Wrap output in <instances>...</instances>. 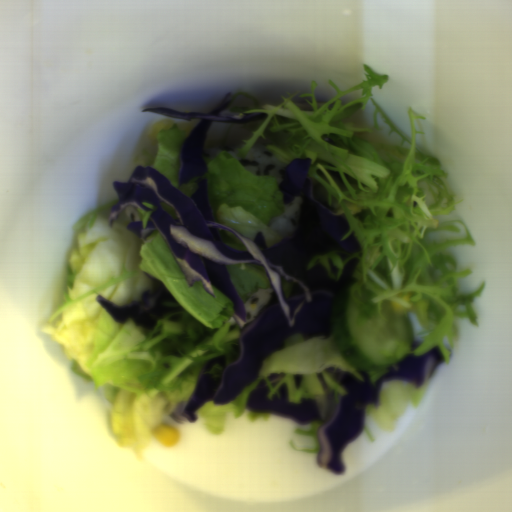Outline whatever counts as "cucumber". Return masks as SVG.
Segmentation results:
<instances>
[{
  "instance_id": "8b760119",
  "label": "cucumber",
  "mask_w": 512,
  "mask_h": 512,
  "mask_svg": "<svg viewBox=\"0 0 512 512\" xmlns=\"http://www.w3.org/2000/svg\"><path fill=\"white\" fill-rule=\"evenodd\" d=\"M379 315H361L353 288L336 292L331 310L332 334L345 356L363 373L386 374L391 365L410 355L412 328L394 304L383 300Z\"/></svg>"
}]
</instances>
